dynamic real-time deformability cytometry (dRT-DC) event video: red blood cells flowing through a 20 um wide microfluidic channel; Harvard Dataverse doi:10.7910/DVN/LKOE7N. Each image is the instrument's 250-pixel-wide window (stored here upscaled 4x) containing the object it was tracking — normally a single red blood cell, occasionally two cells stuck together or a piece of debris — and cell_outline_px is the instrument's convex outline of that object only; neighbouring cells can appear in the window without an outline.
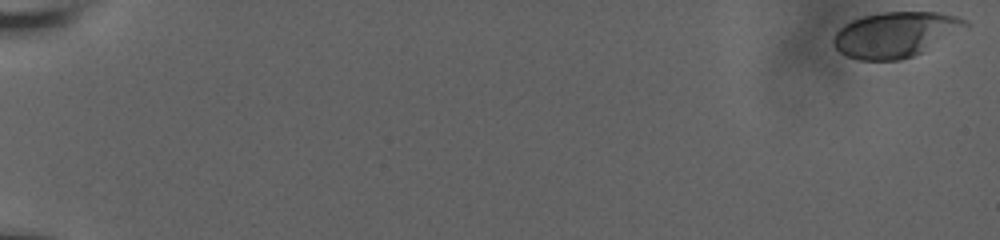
{"species": "human", "species_latin": "Homo sapiens", "temperature_condition": "room temperature", "stored_images_in_passage": 68, "camera_frame_rate_fps": 3000, "um_per_image_px": 0.085, "donor": {"sex": "male"}, "frame": {"image": 1, "passage_image": 1, "time_ms": 0.0, "image_size_px": [1000, 240], "cell_outline_px": [[968, 24], [924, 52], [900, 60], [860, 60], [848, 56], [840, 52], [832, 44], [832, 40], [836, 32], [840, 28], [852, 20], [864, 16], [884, 12], [936, 12], [956, 16], [968, 20]], "centroid_in_image_um": [76.07, 2.94], "position_along_channel_um": 8.9, "area_um2": 34.39}}
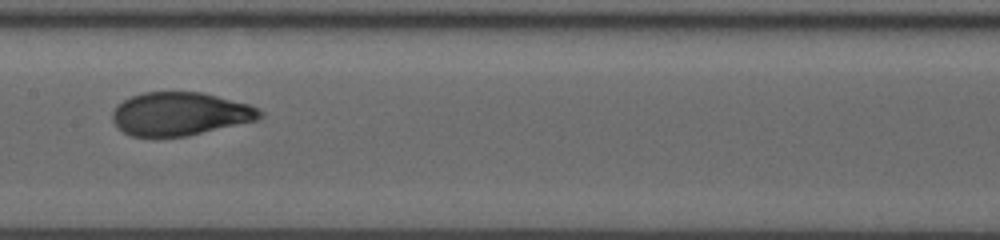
{"frame": {"image": 2, "passage_image": 38, "time_ms": 10.667, "image_size_px": [1000, 240], "cell_outline_px": [[264, 116], [256, 120], [188, 136], [132, 136], [124, 132], [112, 120], [112, 112], [116, 104], [132, 96], [144, 92], [204, 92], [248, 104], [264, 112]], "centroid_in_image_um": [15.31, 9.67], "position_along_channel_um": 192.1, "area_um2": 37.05}}
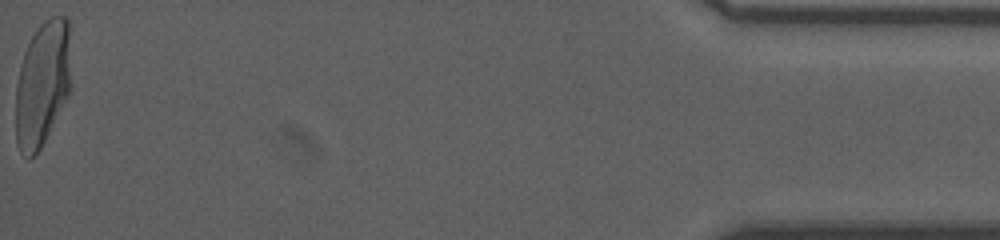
{"frame": {"image": 3, "passage_image": 68, "time_ms": 19.333, "image_size_px": [1000, 240], "cell_outline_px": [[68, 92], [40, 148], [28, 160], [20, 152], [16, 144], [16, 84], [20, 64], [24, 52], [36, 28], [44, 20], [52, 16], [64, 16], [68, 20]], "centroid_in_image_um": [3.53, 7.11], "position_along_channel_um": 431.7, "area_um2": 39.3}, "authors_computed_cell_mechanics": {"area_um2": 37.1076, "velocity_mm_per_s": 3.7614, "shape_relaxation_time_tau1_ms": 3.7269, "shape_relaxation_time_tau2_ms": null, "deformation_change_tau1": 0.1664, "deformation_change_tau2": null}}